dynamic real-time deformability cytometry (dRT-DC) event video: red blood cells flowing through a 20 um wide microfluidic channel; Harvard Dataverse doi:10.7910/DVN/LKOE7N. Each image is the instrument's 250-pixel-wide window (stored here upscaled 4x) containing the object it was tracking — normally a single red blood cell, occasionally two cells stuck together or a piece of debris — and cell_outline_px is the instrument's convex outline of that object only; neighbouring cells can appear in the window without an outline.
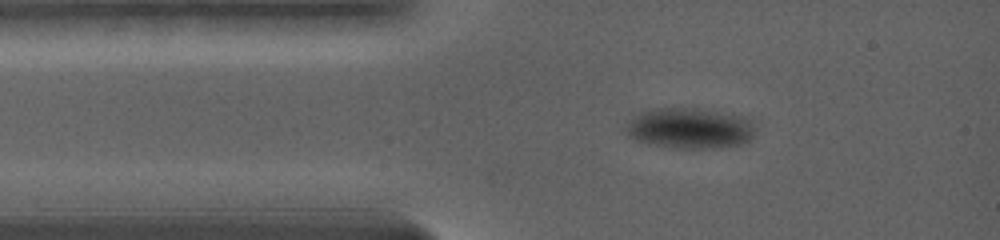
{"species": "common noctule bat (a hibernating species)", "species_latin": "Nyctalus noctula", "temperature_condition": "warm", "stored_images_in_passage": 26, "camera_frame_rate_fps": 5000, "um_per_image_px": 0.085, "animal": {"sex": "female", "body_mass_g": 19.0, "forearm_length_mm": 56.7}, "frame": {"image": 1, "passage_image": 3, "time_ms": 2.0, "image_size_px": [1000, 240], "cell_outline_px": [[752, 136], [748, 140], [740, 144], [720, 148], [672, 148], [648, 144], [636, 140], [628, 136], [628, 128], [632, 120], [636, 116], [644, 112], [704, 112], [724, 116], [740, 120], [748, 124], [752, 128]], "centroid_in_image_um": [58.54, 11.05], "position_along_channel_um": 26.5, "area_um2": 27.28}}
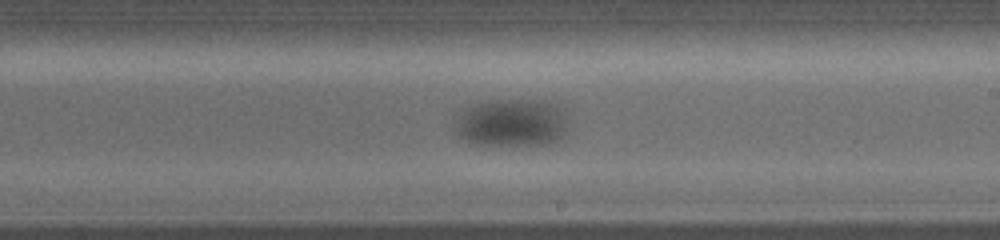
{"frame": {"image": 2, "passage_image": 13, "time_ms": 9.6, "image_size_px": [1000, 240], "cell_outline_px": [[568, 136], [560, 140], [548, 144], [476, 144], [460, 136], [456, 132], [456, 128], [460, 112], [464, 108], [480, 100], [540, 100], [556, 104], [564, 108]], "centroid_in_image_um": [43.56, 10.41], "position_along_channel_um": 245.4, "area_um2": 31.79}}
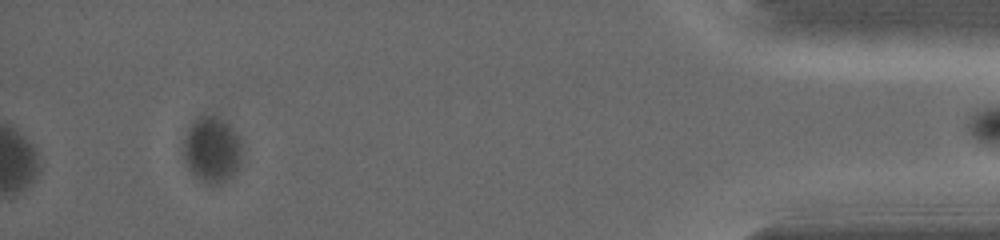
{"frame": {"image": 3, "passage_image": 26, "time_ms": 17.8, "image_size_px": [1000, 240], "cell_outline_px": [[244, 152], [240, 164], [236, 172], [232, 176], [220, 184], [204, 184], [188, 168], [184, 156], [184, 136], [192, 120], [196, 116], [216, 116], [232, 124], [240, 132], [244, 148]], "centroid_in_image_um": [18.09, 12.68], "position_along_channel_um": 417.1, "area_um2": 23.47}}